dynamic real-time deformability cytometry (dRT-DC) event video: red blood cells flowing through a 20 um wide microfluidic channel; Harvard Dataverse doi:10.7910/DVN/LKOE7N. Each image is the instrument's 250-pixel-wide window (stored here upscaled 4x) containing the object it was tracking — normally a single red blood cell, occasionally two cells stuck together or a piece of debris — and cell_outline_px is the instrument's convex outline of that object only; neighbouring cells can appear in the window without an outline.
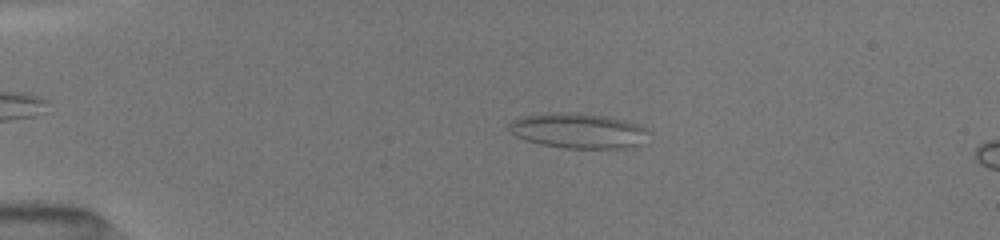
{"species": "common noctule bat (a hibernating species)", "species_latin": "Nyctalus noctula", "temperature_condition": "room temperature", "stored_images_in_passage": 24, "camera_frame_rate_fps": 3000, "um_per_image_px": 0.085, "animal": {"sex": "female", "body_mass_g": 19.5, "forearm_length_mm": 54.1}, "frame": {"image": 1, "passage_image": 19, "time_ms": 3.333, "image_size_px": [1000, 240], "cell_outline_px": [[636, 128], [628, 144], [612, 148], [564, 148], [544, 144], [528, 140], [512, 132], [512, 124], [528, 116], [600, 116], [628, 124]], "centroid_in_image_um": [48.84, 11.17], "position_along_channel_um": 36.2, "area_um2": 23.52}}